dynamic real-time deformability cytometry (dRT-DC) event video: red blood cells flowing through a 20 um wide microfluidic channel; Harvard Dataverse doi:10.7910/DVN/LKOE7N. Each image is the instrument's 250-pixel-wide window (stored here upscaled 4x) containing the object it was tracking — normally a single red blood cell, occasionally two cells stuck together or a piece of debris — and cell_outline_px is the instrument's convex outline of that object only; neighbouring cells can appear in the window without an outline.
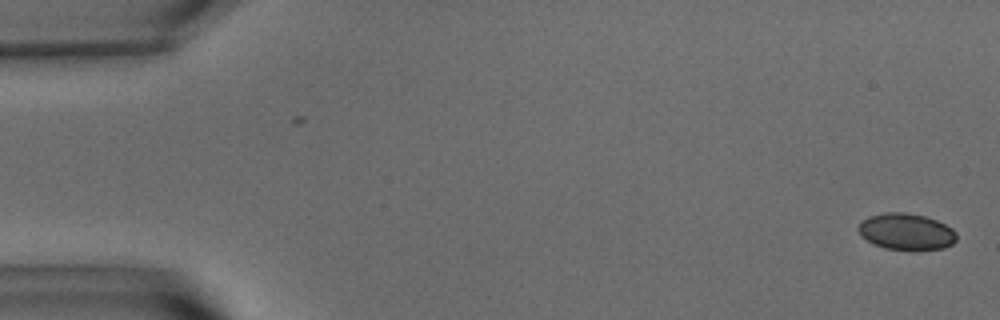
{"species": "common noctule bat (a hibernating species)", "species_latin": "Nyctalus noctula", "temperature_condition": "warm", "stored_images_in_passage": 7, "camera_frame_rate_fps": 3000, "um_per_image_px": 0.085, "animal": {"sex": "male", "body_mass_g": 15.6}, "frame": {"image": 1, "passage_image": 1, "time_ms": 0.0, "image_size_px": [1000, 320], "cell_outline_px": [[956, 240], [952, 244], [944, 248], [884, 248], [872, 244], [860, 236], [856, 228], [860, 220], [868, 216], [884, 212], [904, 212], [924, 216], [936, 220], [952, 228], [956, 232]], "centroid_in_image_um": [76.95, 19.65], "position_along_channel_um": 8.0, "area_um2": 20.75}}